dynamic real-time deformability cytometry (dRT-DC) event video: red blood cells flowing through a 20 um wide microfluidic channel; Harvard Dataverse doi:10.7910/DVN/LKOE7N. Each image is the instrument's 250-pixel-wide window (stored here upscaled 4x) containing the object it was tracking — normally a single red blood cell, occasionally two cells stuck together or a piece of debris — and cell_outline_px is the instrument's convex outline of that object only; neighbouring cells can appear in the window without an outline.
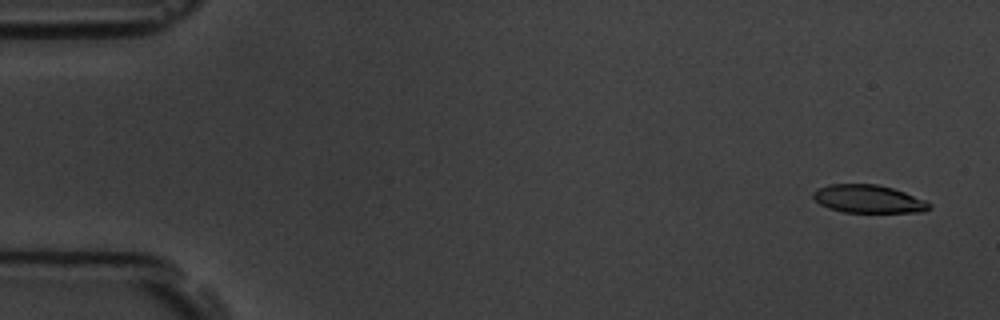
{"species": "common noctule bat (a hibernating species)", "species_latin": "Nyctalus noctula", "temperature_condition": "room temperature", "stored_images_in_passage": 5, "camera_frame_rate_fps": 3000, "um_per_image_px": 0.085, "animal": {"sex": "male", "body_mass_g": 19.5, "forearm_length_mm": 54.6}, "frame": {"image": 1, "passage_image": 1, "time_ms": 0.0, "image_size_px": [1000, 320], "cell_outline_px": [[932, 208], [924, 212], [844, 212], [828, 208], [820, 204], [812, 196], [812, 192], [828, 184], [876, 184], [892, 188], [904, 192], [924, 200], [932, 204]], "centroid_in_image_um": [73.82, 16.92], "position_along_channel_um": 11.2, "area_um2": 18.9}}
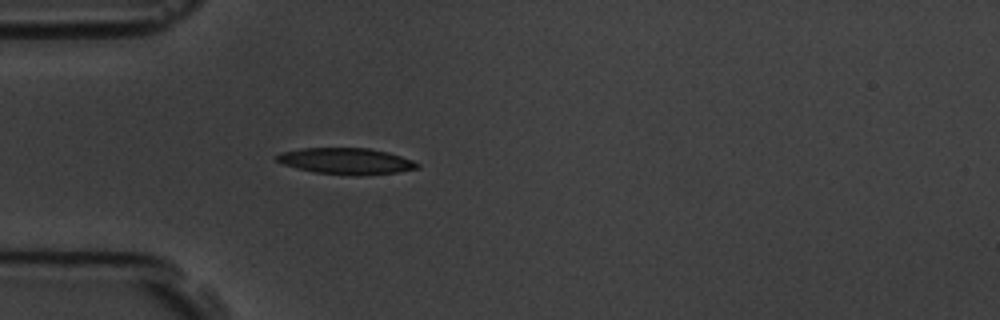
{"frame": {"image": 2, "passage_image": 5, "time_ms": 4.667, "image_size_px": [1000, 320], "cell_outline_px": [[420, 168], [396, 172], [360, 176], [356, 176], [316, 172], [296, 168], [284, 164], [276, 160], [276, 156], [280, 152], [300, 148], [368, 148], [388, 152], [412, 160], [420, 164]], "centroid_in_image_um": [29.43, 13.69], "position_along_channel_um": 55.6, "area_um2": 21.5}}